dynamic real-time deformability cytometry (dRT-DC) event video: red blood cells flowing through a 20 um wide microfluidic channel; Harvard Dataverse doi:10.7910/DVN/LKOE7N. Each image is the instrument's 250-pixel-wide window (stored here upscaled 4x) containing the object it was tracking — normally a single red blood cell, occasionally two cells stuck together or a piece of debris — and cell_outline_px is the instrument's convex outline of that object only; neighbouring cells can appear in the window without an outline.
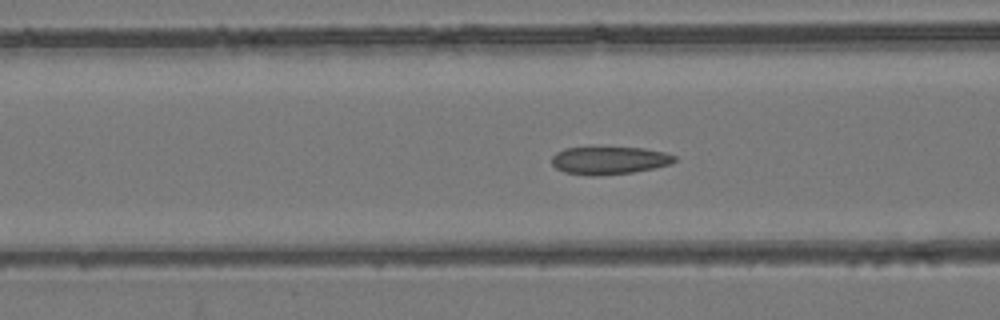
{"species": "common noctule bat (a hibernating species)", "species_latin": "Nyctalus noctula", "temperature_condition": "room temperature", "stored_images_in_passage": 55, "camera_frame_rate_fps": 3000, "um_per_image_px": 0.085, "animal": {"sex": "female", "body_mass_g": 24.6, "forearm_length_mm": 56.2}, "frame": {"image": 1, "passage_image": 22, "time_ms": 7.0, "image_size_px": [1000, 320], "cell_outline_px": [[676, 160], [672, 164], [656, 168], [632, 172], [600, 176], [588, 176], [564, 172], [556, 168], [552, 164], [552, 156], [556, 152], [564, 148], [644, 148], [664, 152], [676, 156]], "centroid_in_image_um": [51.79, 13.65], "position_along_channel_um": 114.8, "area_um2": 19.94}}
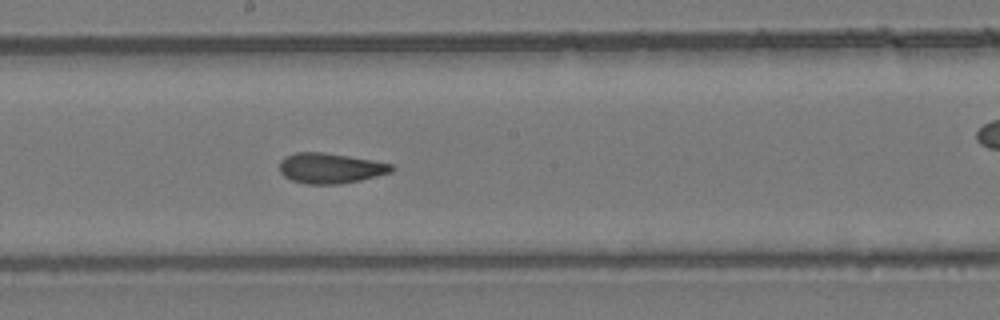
{"frame": {"image": 2, "passage_image": 30, "time_ms": 9.667, "image_size_px": [1000, 320], "cell_outline_px": [[396, 168], [392, 172], [360, 180], [340, 184], [308, 184], [292, 180], [284, 176], [280, 172], [280, 160], [284, 156], [296, 152], [320, 152], [348, 156], [372, 160], [392, 164]], "centroid_in_image_um": [28.07, 14.29], "position_along_channel_um": 220.1, "area_um2": 19.77}}
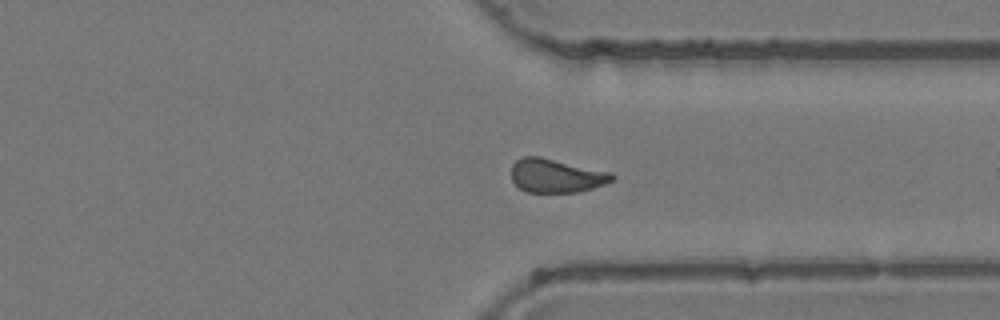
{"frame": {"image": 3, "passage_image": 41, "time_ms": 13.333, "image_size_px": [1000, 320], "cell_outline_px": [[616, 176], [612, 180], [604, 184], [580, 192], [528, 192], [520, 188], [512, 180], [512, 164], [516, 160], [524, 156], [540, 156], [612, 172]], "centroid_in_image_um": [47.29, 14.92], "position_along_channel_um": 364.1, "area_um2": 19.83}, "authors_computed_cell_mechanics": {"area_um2": 20.1144, "velocity_mm_per_s": 3.9371, "shape_relaxation_time_tau1_ms": null, "shape_relaxation_time_tau2_ms": 1.4587, "deformation_change_tau1": null, "deformation_change_tau2": 0.0846}}